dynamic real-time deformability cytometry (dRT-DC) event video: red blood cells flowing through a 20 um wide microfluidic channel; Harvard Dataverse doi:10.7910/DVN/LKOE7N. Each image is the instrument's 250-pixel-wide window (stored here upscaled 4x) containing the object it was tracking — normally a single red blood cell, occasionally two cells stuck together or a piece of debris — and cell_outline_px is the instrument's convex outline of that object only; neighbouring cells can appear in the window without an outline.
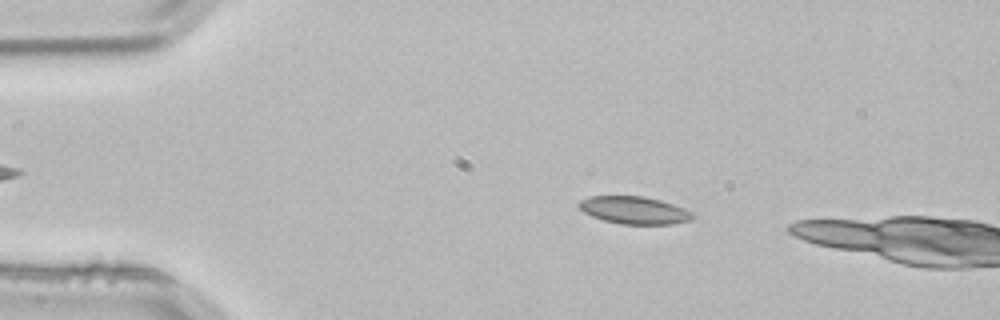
{"species": "common noctule bat (a hibernating species)", "species_latin": "Nyctalus noctula", "temperature_condition": "room temperature", "stored_images_in_passage": 13, "camera_frame_rate_fps": 3000, "um_per_image_px": 0.085, "animal": {"sex": "male", "body_mass_g": 21.5, "forearm_length_mm": 52.0}, "frame": {"image": 1, "passage_image": 10, "time_ms": 3.0, "image_size_px": [1000, 320], "cell_outline_px": [[692, 220], [672, 224], [620, 224], [604, 220], [592, 216], [584, 212], [576, 204], [580, 200], [588, 196], [644, 196], [660, 200], [684, 208], [692, 212]], "centroid_in_image_um": [53.88, 17.86], "position_along_channel_um": 31.1, "area_um2": 18.21}}